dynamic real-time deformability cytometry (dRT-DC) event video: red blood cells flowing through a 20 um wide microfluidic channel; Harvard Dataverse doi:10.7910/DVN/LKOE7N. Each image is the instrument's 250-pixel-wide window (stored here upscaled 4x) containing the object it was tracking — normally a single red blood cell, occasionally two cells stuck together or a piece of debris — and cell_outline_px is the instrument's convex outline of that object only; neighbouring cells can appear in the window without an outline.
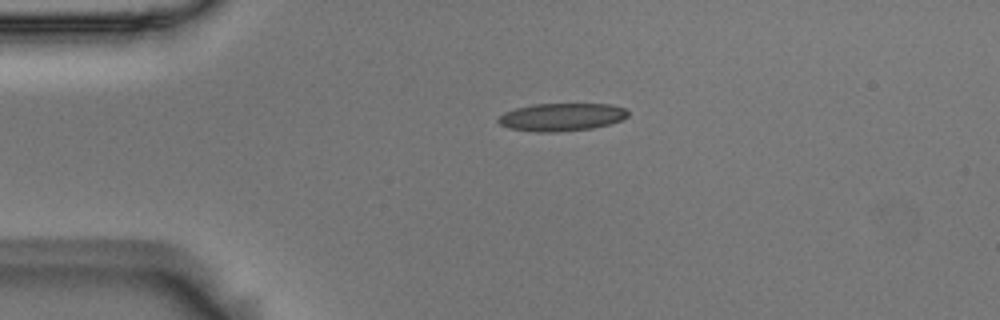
{"species": "Egyptian fruit bat (a non-hibernating species)", "species_latin": "Rousettus aegyptiacus", "temperature_condition": "room temperature", "stored_images_in_passage": 2, "camera_frame_rate_fps": 3000, "um_per_image_px": 0.085, "animal": {"sex": "male"}, "frame": {"image": 1, "passage_image": 1, "time_ms": 0.0, "image_size_px": [1000, 320], "cell_outline_px": [[628, 116], [620, 120], [608, 124], [592, 128], [556, 132], [536, 132], [508, 128], [500, 124], [496, 120], [504, 112], [516, 108], [532, 104], [608, 104], [624, 108], [628, 112]], "centroid_in_image_um": [47.69, 9.95], "position_along_channel_um": 37.3, "area_um2": 20.92}}